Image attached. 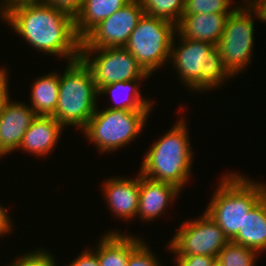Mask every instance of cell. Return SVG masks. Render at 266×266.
<instances>
[{"label": "cell", "instance_id": "obj_31", "mask_svg": "<svg viewBox=\"0 0 266 266\" xmlns=\"http://www.w3.org/2000/svg\"><path fill=\"white\" fill-rule=\"evenodd\" d=\"M255 12L256 20L266 22V0H244Z\"/></svg>", "mask_w": 266, "mask_h": 266}, {"label": "cell", "instance_id": "obj_33", "mask_svg": "<svg viewBox=\"0 0 266 266\" xmlns=\"http://www.w3.org/2000/svg\"><path fill=\"white\" fill-rule=\"evenodd\" d=\"M4 67V68H3ZM0 66V99L9 90V76L5 66Z\"/></svg>", "mask_w": 266, "mask_h": 266}, {"label": "cell", "instance_id": "obj_34", "mask_svg": "<svg viewBox=\"0 0 266 266\" xmlns=\"http://www.w3.org/2000/svg\"><path fill=\"white\" fill-rule=\"evenodd\" d=\"M213 266H225L224 264H222L221 262H219L217 259L215 260Z\"/></svg>", "mask_w": 266, "mask_h": 266}, {"label": "cell", "instance_id": "obj_28", "mask_svg": "<svg viewBox=\"0 0 266 266\" xmlns=\"http://www.w3.org/2000/svg\"><path fill=\"white\" fill-rule=\"evenodd\" d=\"M176 266H213L216 258L209 255L174 256Z\"/></svg>", "mask_w": 266, "mask_h": 266}, {"label": "cell", "instance_id": "obj_3", "mask_svg": "<svg viewBox=\"0 0 266 266\" xmlns=\"http://www.w3.org/2000/svg\"><path fill=\"white\" fill-rule=\"evenodd\" d=\"M177 40L178 44L175 42ZM169 63L174 66L183 87L196 93L216 90L233 77L223 65L215 45L183 38L177 32L172 42Z\"/></svg>", "mask_w": 266, "mask_h": 266}, {"label": "cell", "instance_id": "obj_9", "mask_svg": "<svg viewBox=\"0 0 266 266\" xmlns=\"http://www.w3.org/2000/svg\"><path fill=\"white\" fill-rule=\"evenodd\" d=\"M80 58L90 68L98 91L116 82L150 77L125 47L81 48Z\"/></svg>", "mask_w": 266, "mask_h": 266}, {"label": "cell", "instance_id": "obj_23", "mask_svg": "<svg viewBox=\"0 0 266 266\" xmlns=\"http://www.w3.org/2000/svg\"><path fill=\"white\" fill-rule=\"evenodd\" d=\"M258 255L253 249L229 241L216 259L225 266H256Z\"/></svg>", "mask_w": 266, "mask_h": 266}, {"label": "cell", "instance_id": "obj_1", "mask_svg": "<svg viewBox=\"0 0 266 266\" xmlns=\"http://www.w3.org/2000/svg\"><path fill=\"white\" fill-rule=\"evenodd\" d=\"M0 19L39 53L68 62L80 58L82 39L74 18L41 0L15 6Z\"/></svg>", "mask_w": 266, "mask_h": 266}, {"label": "cell", "instance_id": "obj_24", "mask_svg": "<svg viewBox=\"0 0 266 266\" xmlns=\"http://www.w3.org/2000/svg\"><path fill=\"white\" fill-rule=\"evenodd\" d=\"M233 4V0H185L182 15L232 13L239 6Z\"/></svg>", "mask_w": 266, "mask_h": 266}, {"label": "cell", "instance_id": "obj_22", "mask_svg": "<svg viewBox=\"0 0 266 266\" xmlns=\"http://www.w3.org/2000/svg\"><path fill=\"white\" fill-rule=\"evenodd\" d=\"M144 13L177 25L184 10L185 0H139Z\"/></svg>", "mask_w": 266, "mask_h": 266}, {"label": "cell", "instance_id": "obj_6", "mask_svg": "<svg viewBox=\"0 0 266 266\" xmlns=\"http://www.w3.org/2000/svg\"><path fill=\"white\" fill-rule=\"evenodd\" d=\"M94 112L80 131L86 141L93 143L98 153H112L138 138L144 131L151 110H116L103 108Z\"/></svg>", "mask_w": 266, "mask_h": 266}, {"label": "cell", "instance_id": "obj_7", "mask_svg": "<svg viewBox=\"0 0 266 266\" xmlns=\"http://www.w3.org/2000/svg\"><path fill=\"white\" fill-rule=\"evenodd\" d=\"M176 25L144 14L124 46L151 76L169 64Z\"/></svg>", "mask_w": 266, "mask_h": 266}, {"label": "cell", "instance_id": "obj_26", "mask_svg": "<svg viewBox=\"0 0 266 266\" xmlns=\"http://www.w3.org/2000/svg\"><path fill=\"white\" fill-rule=\"evenodd\" d=\"M142 240L129 254L127 266H163L157 254Z\"/></svg>", "mask_w": 266, "mask_h": 266}, {"label": "cell", "instance_id": "obj_10", "mask_svg": "<svg viewBox=\"0 0 266 266\" xmlns=\"http://www.w3.org/2000/svg\"><path fill=\"white\" fill-rule=\"evenodd\" d=\"M176 231L166 247L175 256L209 255L217 258L229 242L222 229L205 211L197 219L183 221Z\"/></svg>", "mask_w": 266, "mask_h": 266}, {"label": "cell", "instance_id": "obj_19", "mask_svg": "<svg viewBox=\"0 0 266 266\" xmlns=\"http://www.w3.org/2000/svg\"><path fill=\"white\" fill-rule=\"evenodd\" d=\"M231 242L261 254L266 251V195L245 216L242 230Z\"/></svg>", "mask_w": 266, "mask_h": 266}, {"label": "cell", "instance_id": "obj_5", "mask_svg": "<svg viewBox=\"0 0 266 266\" xmlns=\"http://www.w3.org/2000/svg\"><path fill=\"white\" fill-rule=\"evenodd\" d=\"M67 63L60 74L58 103L52 116L64 127L82 131L96 111L99 92L81 58Z\"/></svg>", "mask_w": 266, "mask_h": 266}, {"label": "cell", "instance_id": "obj_20", "mask_svg": "<svg viewBox=\"0 0 266 266\" xmlns=\"http://www.w3.org/2000/svg\"><path fill=\"white\" fill-rule=\"evenodd\" d=\"M60 72L37 77L31 84L30 108L36 115L52 116L58 103Z\"/></svg>", "mask_w": 266, "mask_h": 266}, {"label": "cell", "instance_id": "obj_17", "mask_svg": "<svg viewBox=\"0 0 266 266\" xmlns=\"http://www.w3.org/2000/svg\"><path fill=\"white\" fill-rule=\"evenodd\" d=\"M143 239L118 229L110 230L101 234L98 244L92 250L97 254L100 266H127L130 252Z\"/></svg>", "mask_w": 266, "mask_h": 266}, {"label": "cell", "instance_id": "obj_13", "mask_svg": "<svg viewBox=\"0 0 266 266\" xmlns=\"http://www.w3.org/2000/svg\"><path fill=\"white\" fill-rule=\"evenodd\" d=\"M104 200L115 218L124 221L137 219L140 194V173L135 178L113 177L102 182Z\"/></svg>", "mask_w": 266, "mask_h": 266}, {"label": "cell", "instance_id": "obj_32", "mask_svg": "<svg viewBox=\"0 0 266 266\" xmlns=\"http://www.w3.org/2000/svg\"><path fill=\"white\" fill-rule=\"evenodd\" d=\"M31 1L34 0H0V18L4 16L11 8L21 4H26Z\"/></svg>", "mask_w": 266, "mask_h": 266}, {"label": "cell", "instance_id": "obj_25", "mask_svg": "<svg viewBox=\"0 0 266 266\" xmlns=\"http://www.w3.org/2000/svg\"><path fill=\"white\" fill-rule=\"evenodd\" d=\"M49 252L47 249L32 250L26 253L18 255L14 260H10L11 263H6V266H58L56 256ZM5 266V265H4Z\"/></svg>", "mask_w": 266, "mask_h": 266}, {"label": "cell", "instance_id": "obj_12", "mask_svg": "<svg viewBox=\"0 0 266 266\" xmlns=\"http://www.w3.org/2000/svg\"><path fill=\"white\" fill-rule=\"evenodd\" d=\"M9 91L0 99V158L18 152L25 132L37 116L29 103L14 102Z\"/></svg>", "mask_w": 266, "mask_h": 266}, {"label": "cell", "instance_id": "obj_15", "mask_svg": "<svg viewBox=\"0 0 266 266\" xmlns=\"http://www.w3.org/2000/svg\"><path fill=\"white\" fill-rule=\"evenodd\" d=\"M64 129L65 127L53 116L37 115L25 132L17 150L36 157H47L55 147L57 148Z\"/></svg>", "mask_w": 266, "mask_h": 266}, {"label": "cell", "instance_id": "obj_14", "mask_svg": "<svg viewBox=\"0 0 266 266\" xmlns=\"http://www.w3.org/2000/svg\"><path fill=\"white\" fill-rule=\"evenodd\" d=\"M182 192L175 185L148 179L140 174V194L137 218L141 222L154 221L161 217ZM175 199V200H174Z\"/></svg>", "mask_w": 266, "mask_h": 266}, {"label": "cell", "instance_id": "obj_2", "mask_svg": "<svg viewBox=\"0 0 266 266\" xmlns=\"http://www.w3.org/2000/svg\"><path fill=\"white\" fill-rule=\"evenodd\" d=\"M180 117L145 151L138 172L148 179L173 184L183 191L191 178L194 151L188 132L189 123L182 115Z\"/></svg>", "mask_w": 266, "mask_h": 266}, {"label": "cell", "instance_id": "obj_11", "mask_svg": "<svg viewBox=\"0 0 266 266\" xmlns=\"http://www.w3.org/2000/svg\"><path fill=\"white\" fill-rule=\"evenodd\" d=\"M144 14L139 0H131L94 26L82 38L81 48L124 47Z\"/></svg>", "mask_w": 266, "mask_h": 266}, {"label": "cell", "instance_id": "obj_29", "mask_svg": "<svg viewBox=\"0 0 266 266\" xmlns=\"http://www.w3.org/2000/svg\"><path fill=\"white\" fill-rule=\"evenodd\" d=\"M66 266H100L97 254L92 248H86L79 255L70 261Z\"/></svg>", "mask_w": 266, "mask_h": 266}, {"label": "cell", "instance_id": "obj_30", "mask_svg": "<svg viewBox=\"0 0 266 266\" xmlns=\"http://www.w3.org/2000/svg\"><path fill=\"white\" fill-rule=\"evenodd\" d=\"M9 210L0 203V238L11 234L13 231V220L10 218ZM12 229V230H11Z\"/></svg>", "mask_w": 266, "mask_h": 266}, {"label": "cell", "instance_id": "obj_27", "mask_svg": "<svg viewBox=\"0 0 266 266\" xmlns=\"http://www.w3.org/2000/svg\"><path fill=\"white\" fill-rule=\"evenodd\" d=\"M43 3L51 5L59 11L65 12L72 18H76L82 9L84 0H41Z\"/></svg>", "mask_w": 266, "mask_h": 266}, {"label": "cell", "instance_id": "obj_21", "mask_svg": "<svg viewBox=\"0 0 266 266\" xmlns=\"http://www.w3.org/2000/svg\"><path fill=\"white\" fill-rule=\"evenodd\" d=\"M131 0H84L82 9L76 16L75 30L82 39L100 21L123 8Z\"/></svg>", "mask_w": 266, "mask_h": 266}, {"label": "cell", "instance_id": "obj_18", "mask_svg": "<svg viewBox=\"0 0 266 266\" xmlns=\"http://www.w3.org/2000/svg\"><path fill=\"white\" fill-rule=\"evenodd\" d=\"M146 79H134L124 82L103 86L99 92V98L103 95L111 96V106L108 109L116 110H153L152 100L142 96L140 92V83ZM125 93V95H124ZM128 93V94H127ZM125 97H122L123 95Z\"/></svg>", "mask_w": 266, "mask_h": 266}, {"label": "cell", "instance_id": "obj_8", "mask_svg": "<svg viewBox=\"0 0 266 266\" xmlns=\"http://www.w3.org/2000/svg\"><path fill=\"white\" fill-rule=\"evenodd\" d=\"M238 6L227 18L222 36L216 47L222 63L234 77L252 64L255 43V12L241 0ZM253 12V13H252Z\"/></svg>", "mask_w": 266, "mask_h": 266}, {"label": "cell", "instance_id": "obj_16", "mask_svg": "<svg viewBox=\"0 0 266 266\" xmlns=\"http://www.w3.org/2000/svg\"><path fill=\"white\" fill-rule=\"evenodd\" d=\"M231 13L182 15L176 32L183 38L217 45Z\"/></svg>", "mask_w": 266, "mask_h": 266}, {"label": "cell", "instance_id": "obj_4", "mask_svg": "<svg viewBox=\"0 0 266 266\" xmlns=\"http://www.w3.org/2000/svg\"><path fill=\"white\" fill-rule=\"evenodd\" d=\"M218 181L204 211L231 241L242 230L245 216L266 195V182L254 181L232 171L226 172Z\"/></svg>", "mask_w": 266, "mask_h": 266}]
</instances>
